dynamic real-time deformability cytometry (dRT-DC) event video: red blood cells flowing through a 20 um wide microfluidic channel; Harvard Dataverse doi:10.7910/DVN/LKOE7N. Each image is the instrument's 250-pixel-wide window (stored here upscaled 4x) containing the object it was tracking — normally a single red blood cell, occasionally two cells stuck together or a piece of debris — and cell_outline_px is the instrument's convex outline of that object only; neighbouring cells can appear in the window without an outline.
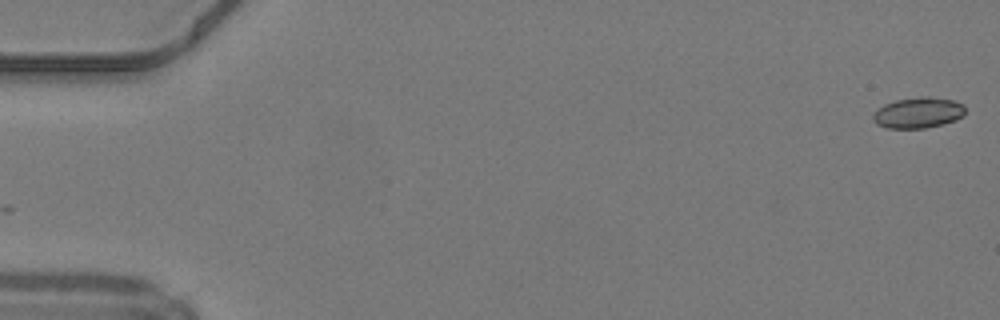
{"species": "common noctule bat (a hibernating species)", "species_latin": "Nyctalus noctula", "temperature_condition": "warm", "stored_images_in_passage": 49, "camera_frame_rate_fps": 3000, "um_per_image_px": 0.085, "animal": {"sex": "male", "body_mass_g": 19.2, "forearm_length_mm": 51.8}, "frame": {"image": 1, "passage_image": 1, "time_ms": 0.0, "image_size_px": [1000, 320], "cell_outline_px": [[964, 112], [956, 120], [924, 128], [888, 128], [876, 124], [872, 120], [872, 116], [884, 104], [896, 100], [920, 96], [928, 96], [956, 100], [964, 104]], "centroid_in_image_um": [78.04, 9.56], "position_along_channel_um": 7.0, "area_um2": 16.47}}
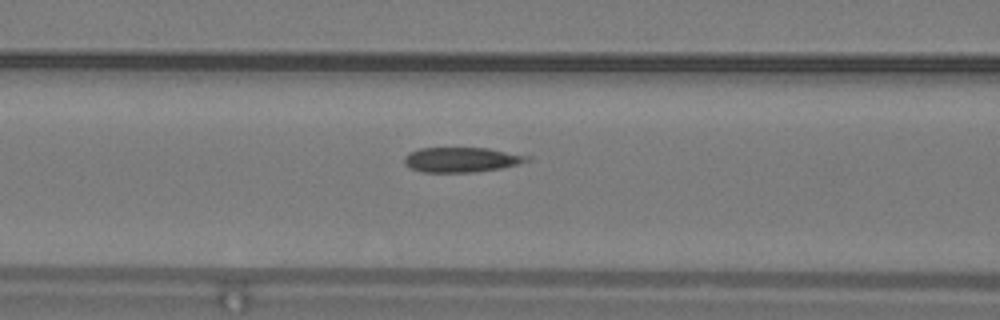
{"frame": {"image": 2, "passage_image": 21, "time_ms": 6.667, "image_size_px": [1000, 320], "cell_outline_px": [[532, 160], [500, 168], [476, 172], [420, 172], [404, 164], [404, 156], [408, 152], [420, 148], [488, 148], [532, 156]], "centroid_in_image_um": [39.22, 13.57], "position_along_channel_um": 127.4, "area_um2": 17.92}}
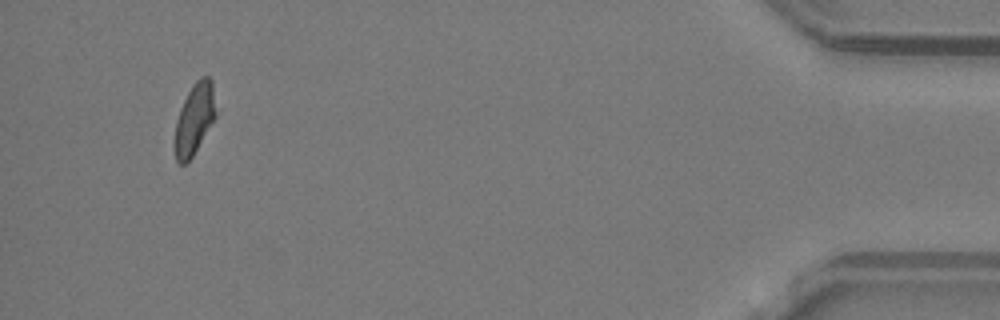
{"frame": {"image": 3, "passage_image": 47, "time_ms": 15.333, "image_size_px": [1000, 320], "cell_outline_px": [[216, 116], [192, 156], [184, 164], [180, 164], [176, 160], [176, 120], [180, 108], [192, 84], [200, 76], [208, 76], [212, 80], [216, 112]], "centroid_in_image_um": [16.55, 10.04], "position_along_channel_um": 418.7, "area_um2": 16.59}}